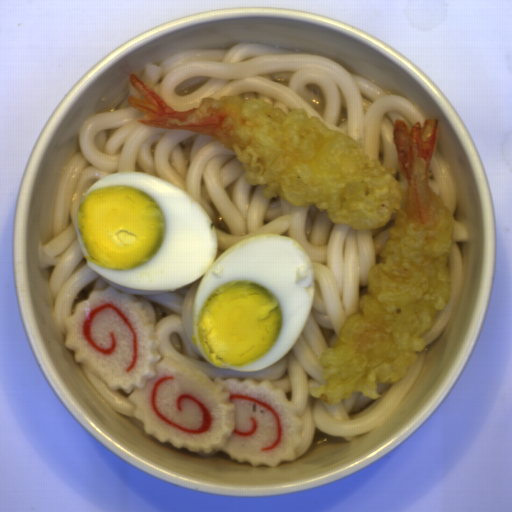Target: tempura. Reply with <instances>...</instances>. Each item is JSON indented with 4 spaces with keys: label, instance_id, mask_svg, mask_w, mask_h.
<instances>
[{
    "label": "tempura",
    "instance_id": "obj_1",
    "mask_svg": "<svg viewBox=\"0 0 512 512\" xmlns=\"http://www.w3.org/2000/svg\"><path fill=\"white\" fill-rule=\"evenodd\" d=\"M142 96L127 102L143 112L144 127L190 130L210 136L235 153L249 186L261 185L262 197L280 195L294 206L312 204L334 223L350 229L394 226L367 276L359 311L347 318L319 365L325 384L308 386L327 405L353 393L377 399L378 384L397 383L427 348L439 312L451 300L448 263L455 217L430 185L439 119L426 118L411 130L395 119L397 166L407 190L392 176L394 167L372 160L353 138L330 129L304 107L286 114L263 99L240 95L200 99L198 108L174 110L154 85L130 73Z\"/></svg>",
    "mask_w": 512,
    "mask_h": 512
}]
</instances>
